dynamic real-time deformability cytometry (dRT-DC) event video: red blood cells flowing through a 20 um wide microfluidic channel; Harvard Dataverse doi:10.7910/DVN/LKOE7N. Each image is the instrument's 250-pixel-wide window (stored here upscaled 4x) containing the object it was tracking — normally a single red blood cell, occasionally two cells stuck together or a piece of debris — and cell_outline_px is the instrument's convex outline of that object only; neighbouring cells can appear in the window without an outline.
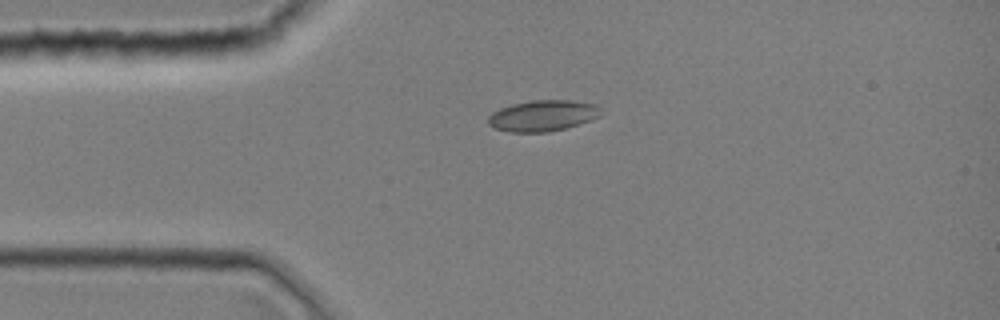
{"species": "common noctule bat (a hibernating species)", "species_latin": "Nyctalus noctula", "temperature_condition": "room temperature", "stored_images_in_passage": 3, "camera_frame_rate_fps": 3000, "um_per_image_px": 0.085, "animal": {"sex": "female", "body_mass_g": 19.0, "forearm_length_mm": 51.5}, "frame": {"image": 1, "passage_image": 1, "time_ms": 0.0, "image_size_px": [1000, 320], "cell_outline_px": [[600, 116], [564, 128], [548, 132], [508, 132], [492, 128], [488, 124], [488, 116], [492, 112], [500, 108], [512, 104], [532, 100], [568, 100], [596, 104], [600, 108]], "centroid_in_image_um": [46.07, 9.83], "position_along_channel_um": 38.9, "area_um2": 20.29}}